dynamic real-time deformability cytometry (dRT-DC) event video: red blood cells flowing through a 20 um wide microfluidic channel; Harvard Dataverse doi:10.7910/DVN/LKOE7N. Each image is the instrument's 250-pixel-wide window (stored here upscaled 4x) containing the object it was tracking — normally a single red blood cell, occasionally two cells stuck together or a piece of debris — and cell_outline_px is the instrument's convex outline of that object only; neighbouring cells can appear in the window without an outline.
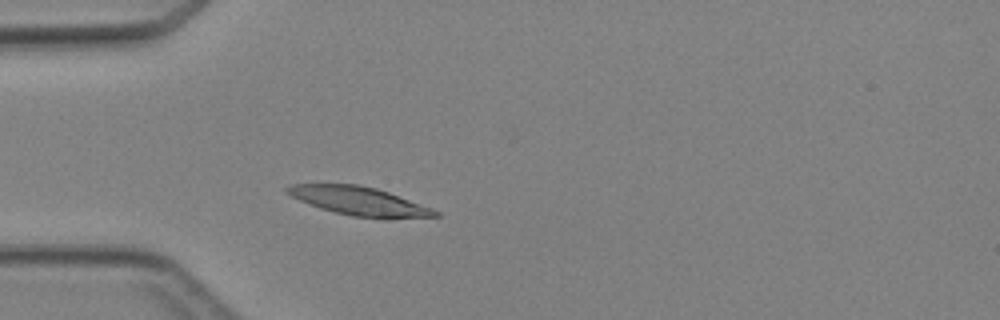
{"species": "Egyptian fruit bat (a non-hibernating species)", "species_latin": "Rousettus aegyptiacus", "temperature_condition": "cold", "stored_images_in_passage": 3, "camera_frame_rate_fps": 3000, "um_per_image_px": 0.085, "animal": {"sex": "female"}, "frame": {"image": 1, "passage_image": 3, "time_ms": 2.333, "image_size_px": [1000, 320], "cell_outline_px": [[440, 216], [384, 220], [352, 216], [320, 208], [300, 200], [284, 192], [284, 188], [292, 184], [356, 184], [376, 188], [388, 192], [432, 208], [440, 212]], "centroid_in_image_um": [30.58, 17.11], "position_along_channel_um": 54.4, "area_um2": 24.85}}